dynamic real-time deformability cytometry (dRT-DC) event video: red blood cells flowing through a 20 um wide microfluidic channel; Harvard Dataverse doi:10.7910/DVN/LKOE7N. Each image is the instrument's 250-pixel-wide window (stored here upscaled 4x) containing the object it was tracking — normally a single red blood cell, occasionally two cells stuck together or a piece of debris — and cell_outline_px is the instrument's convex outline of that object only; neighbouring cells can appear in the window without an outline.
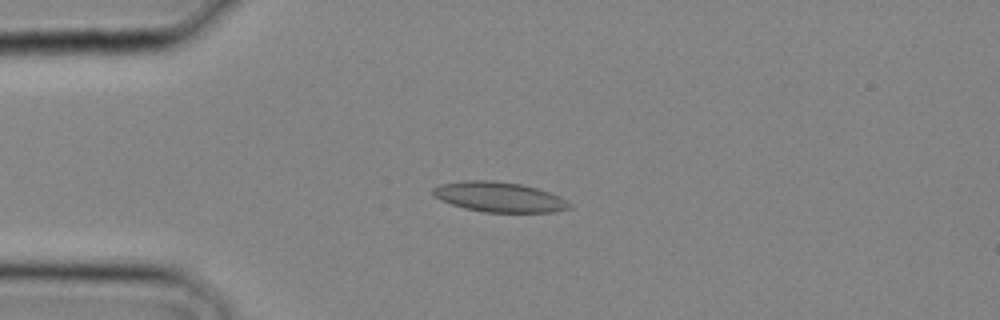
{"species": "common noctule bat (a hibernating species)", "species_latin": "Nyctalus noctula", "temperature_condition": "cold", "stored_images_in_passage": 27, "camera_frame_rate_fps": 3000, "um_per_image_px": 0.085, "animal": {"sex": "male", "body_mass_g": 20.4}, "frame": {"image": 1, "passage_image": 6, "time_ms": 1.667, "image_size_px": [1000, 320], "cell_outline_px": [[572, 208], [552, 212], [484, 212], [464, 208], [440, 200], [432, 196], [432, 188], [440, 184], [464, 180], [492, 180], [520, 184], [536, 188], [560, 196], [572, 204]], "centroid_in_image_um": [42.41, 16.74], "position_along_channel_um": 42.6, "area_um2": 23.99}}
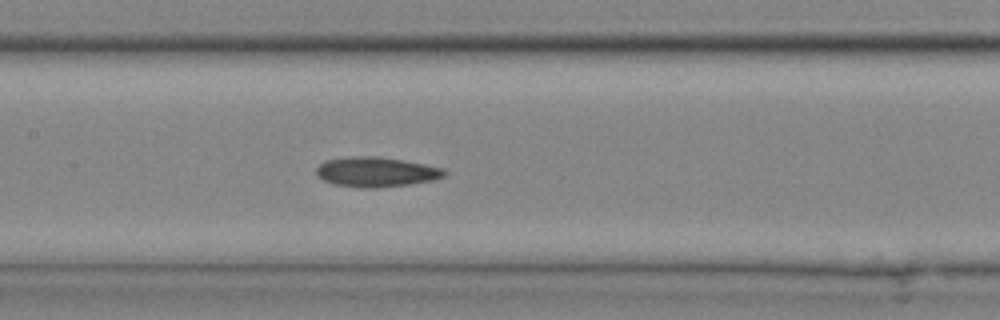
{"frame": {"image": 2, "passage_image": 13, "time_ms": 4.0, "image_size_px": [1000, 320], "cell_outline_px": [[448, 172], [444, 176], [432, 180], [408, 184], [380, 188], [364, 188], [332, 184], [316, 176], [316, 168], [324, 160], [352, 156], [376, 156], [404, 160], [444, 168]], "centroid_in_image_um": [31.95, 14.61], "position_along_channel_um": 175.4, "area_um2": 22.43}}
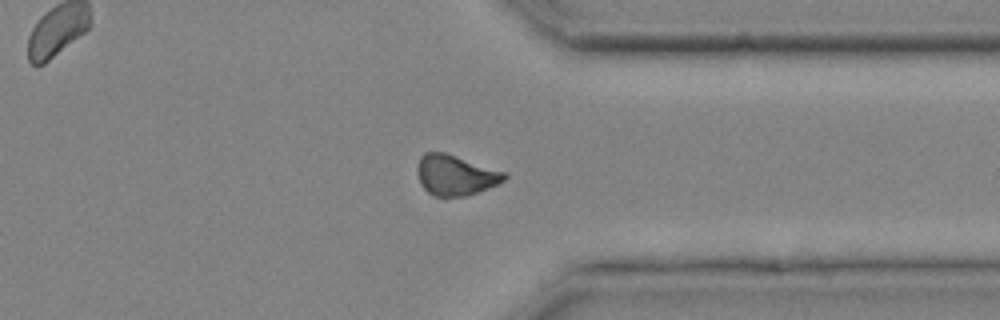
{"frame": {"image": 3, "passage_image": 22, "time_ms": 7.0, "image_size_px": [1000, 320], "cell_outline_px": [[508, 176], [504, 180], [496, 184], [468, 196], [432, 196], [420, 184], [416, 168], [420, 156], [424, 152], [444, 152], [508, 172]], "centroid_in_image_um": [38.7, 14.87], "position_along_channel_um": 372.7, "area_um2": 20.63}}